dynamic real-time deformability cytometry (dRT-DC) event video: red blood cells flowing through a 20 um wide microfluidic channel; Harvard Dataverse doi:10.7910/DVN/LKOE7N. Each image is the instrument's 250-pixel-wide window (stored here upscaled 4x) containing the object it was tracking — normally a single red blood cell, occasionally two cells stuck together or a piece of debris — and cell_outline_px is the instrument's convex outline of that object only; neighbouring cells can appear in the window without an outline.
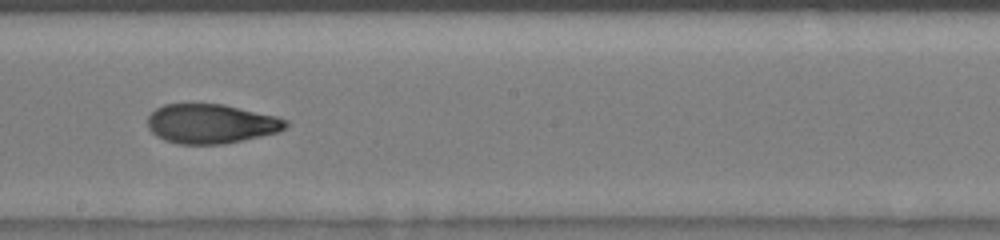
{"species": "human", "species_latin": "Homo sapiens", "temperature_condition": "room temperature", "stored_images_in_passage": 35, "camera_frame_rate_fps": 3000, "um_per_image_px": 0.085, "donor": {"sex": "male"}, "frame": {"image": 1, "passage_image": 30, "time_ms": 11.333, "image_size_px": [1000, 240], "cell_outline_px": [[288, 128], [280, 132], [224, 144], [176, 144], [164, 140], [156, 136], [148, 128], [148, 116], [156, 108], [164, 104], [192, 100], [224, 104], [276, 116], [288, 120]], "centroid_in_image_um": [17.92, 10.47], "position_along_channel_um": 230.3, "area_um2": 32.83}}
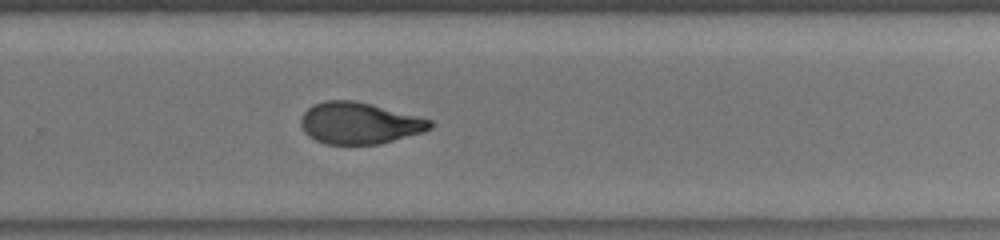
{"frame": {"image": 2, "passage_image": 35, "time_ms": 13.0, "image_size_px": [1000, 240], "cell_outline_px": [[432, 128], [424, 132], [380, 144], [324, 144], [308, 136], [304, 132], [300, 124], [300, 116], [312, 104], [324, 100], [356, 100], [420, 116], [432, 120]], "centroid_in_image_um": [30.53, 10.46], "position_along_channel_um": 299.3, "area_um2": 31.73}}